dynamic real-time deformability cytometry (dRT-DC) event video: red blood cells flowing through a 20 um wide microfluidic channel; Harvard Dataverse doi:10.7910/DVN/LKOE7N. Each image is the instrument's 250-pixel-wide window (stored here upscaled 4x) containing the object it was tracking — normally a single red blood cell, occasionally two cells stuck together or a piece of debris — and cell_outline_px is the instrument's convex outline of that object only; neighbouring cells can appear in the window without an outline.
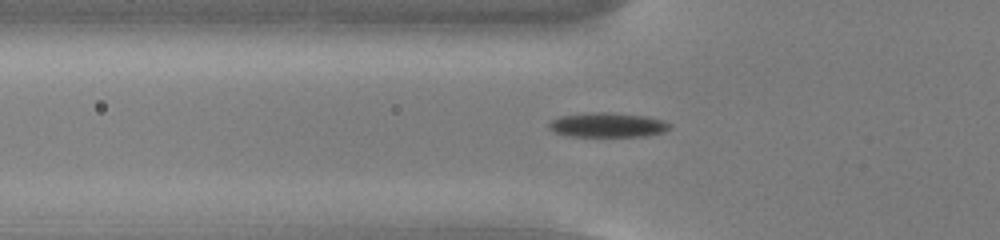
{"species": "common noctule bat (a hibernating species)", "species_latin": "Nyctalus noctula", "temperature_condition": "cold", "stored_images_in_passage": 55, "camera_frame_rate_fps": 3000, "um_per_image_px": 0.085, "animal": {"sex": "male", "body_mass_g": 13.0, "forearm_length_mm": 53.1}, "frame": {"image": 1, "passage_image": 19, "time_ms": 6.0, "image_size_px": [1000, 240], "cell_outline_px": [[672, 128], [664, 132], [648, 136], [572, 136], [556, 132], [548, 128], [548, 124], [552, 120], [560, 116], [596, 112], [608, 112], [644, 116], [664, 120], [672, 124]], "centroid_in_image_um": [51.71, 10.62], "position_along_channel_um": 74.1, "area_um2": 17.22}}
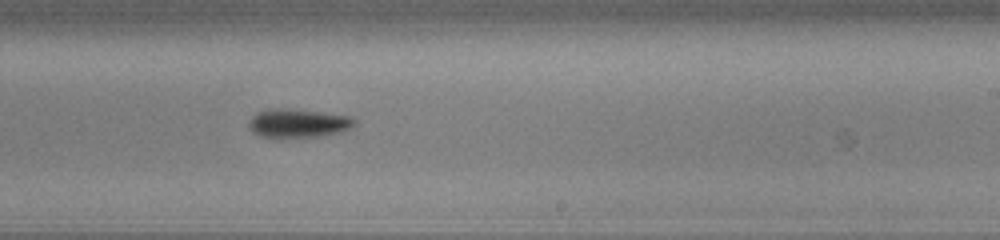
{"frame": {"image": 2, "passage_image": 34, "time_ms": 11.0, "image_size_px": [1000, 240], "cell_outline_px": [[356, 124], [348, 128], [336, 132], [320, 136], [260, 136], [252, 132], [248, 128], [248, 120], [256, 112], [268, 108], [288, 108], [320, 112], [348, 116], [356, 120]], "centroid_in_image_um": [25.25, 10.44], "position_along_channel_um": 263.7, "area_um2": 17.34}}
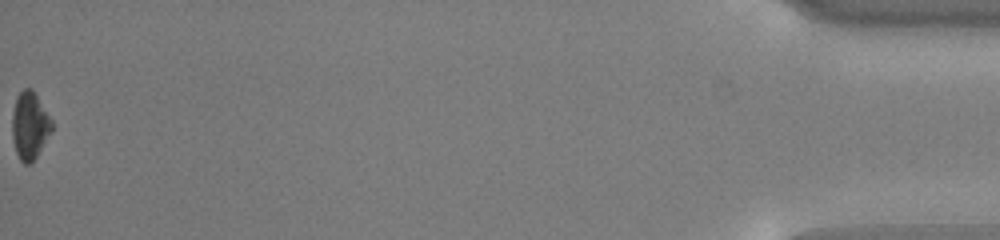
{"frame": {"image": 3, "passage_image": 55, "time_ms": 18.0, "image_size_px": [1000, 240], "cell_outline_px": [[52, 132], [32, 164], [24, 164], [20, 160], [16, 152], [12, 140], [12, 112], [16, 96], [24, 88], [32, 88], [52, 120]], "centroid_in_image_um": [2.52, 10.69], "position_along_channel_um": 432.7, "area_um2": 15.84}, "authors_computed_cell_mechanics": {"area_um2": 16.8776, "velocity_mm_per_s": 3.8005, "shape_relaxation_time_tau1_ms": 3.1234, "shape_relaxation_time_tau2_ms": null, "deformation_change_tau1": 0.1055, "deformation_change_tau2": null}}